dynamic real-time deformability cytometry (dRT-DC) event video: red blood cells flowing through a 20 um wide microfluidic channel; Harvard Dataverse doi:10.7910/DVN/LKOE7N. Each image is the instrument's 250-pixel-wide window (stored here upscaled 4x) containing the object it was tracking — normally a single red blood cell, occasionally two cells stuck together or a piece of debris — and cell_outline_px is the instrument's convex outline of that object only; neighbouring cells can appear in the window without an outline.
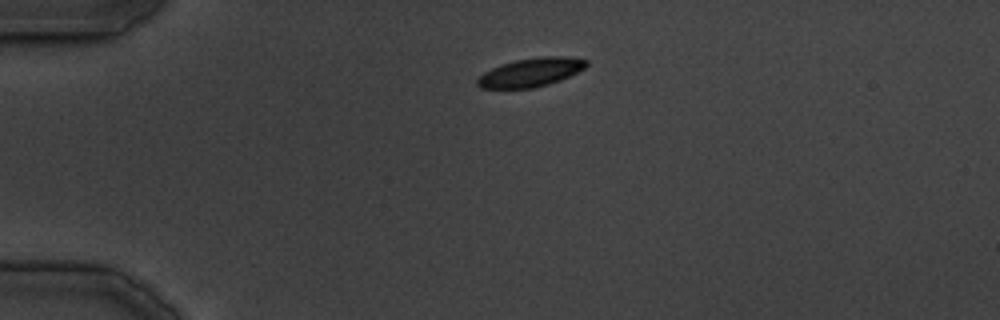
{"species": "common noctule bat (a hibernating species)", "species_latin": "Nyctalus noctula", "temperature_condition": "cold", "stored_images_in_passage": 32, "camera_frame_rate_fps": 3000, "um_per_image_px": 0.085, "animal": {"sex": "male", "body_mass_g": 19.5, "forearm_length_mm": 54.6}, "frame": {"image": 1, "passage_image": 1, "time_ms": 0.0, "image_size_px": [1000, 320], "cell_outline_px": [[588, 64], [584, 68], [560, 80], [548, 84], [532, 88], [480, 88], [476, 84], [476, 80], [484, 72], [500, 64], [516, 60], [540, 56], [568, 56], [588, 60]], "centroid_in_image_um": [45.11, 6.14], "position_along_channel_um": 39.9, "area_um2": 18.15}}
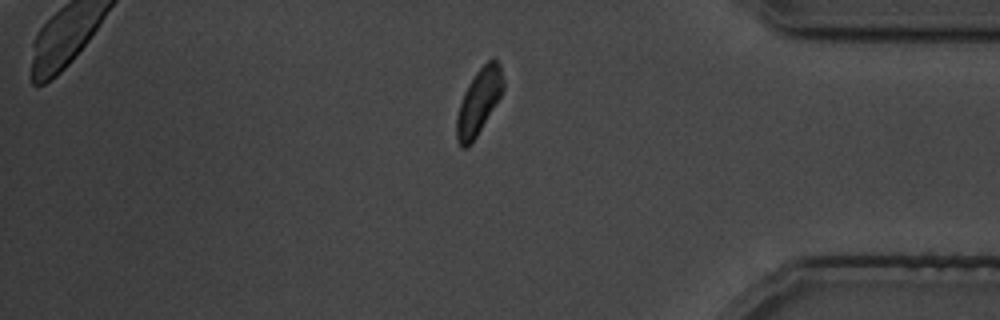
{"frame": {"image": 2, "passage_image": 26, "time_ms": 28.667, "image_size_px": [1000, 320], "cell_outline_px": [[504, 88], [500, 96], [472, 144], [468, 148], [460, 148], [456, 140], [456, 116], [464, 92], [468, 84], [476, 72], [488, 60], [496, 60], [500, 64], [504, 80]], "centroid_in_image_um": [40.68, 8.68], "position_along_channel_um": 394.5, "area_um2": 17.74}}
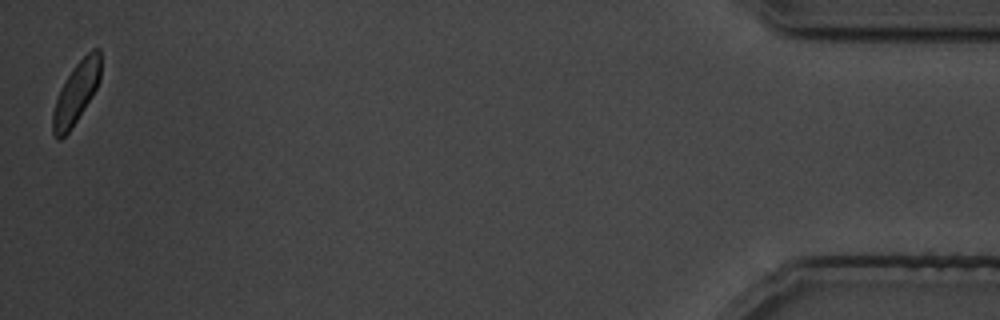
{"frame": {"image": 3, "passage_image": 32, "time_ms": 35.333, "image_size_px": [1000, 320], "cell_outline_px": [[100, 80], [92, 96], [68, 132], [60, 140], [56, 140], [52, 132], [52, 112], [60, 88], [76, 64], [92, 48], [100, 48]], "centroid_in_image_um": [6.46, 7.91], "position_along_channel_um": 428.7, "area_um2": 16.88}}